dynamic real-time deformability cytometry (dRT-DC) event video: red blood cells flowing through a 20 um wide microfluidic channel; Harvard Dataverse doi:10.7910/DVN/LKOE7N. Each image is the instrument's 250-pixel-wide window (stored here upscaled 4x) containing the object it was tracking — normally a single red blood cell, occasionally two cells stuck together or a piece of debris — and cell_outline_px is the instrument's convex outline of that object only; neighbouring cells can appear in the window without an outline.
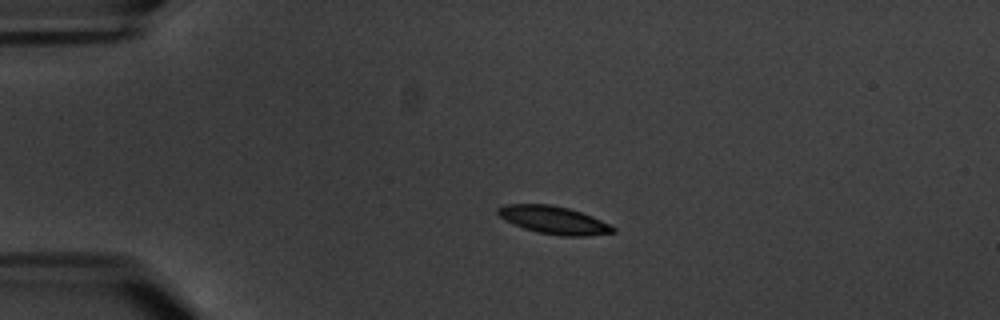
{"species": "common noctule bat (a hibernating species)", "species_latin": "Nyctalus noctula", "temperature_condition": "warm", "stored_images_in_passage": 4, "camera_frame_rate_fps": 3000, "um_per_image_px": 0.085, "animal": {"sex": "male", "body_mass_g": 20.1, "forearm_length_mm": 53.5}, "frame": {"image": 1, "passage_image": 3, "time_ms": 3.0, "image_size_px": [1000, 320], "cell_outline_px": [[616, 232], [588, 236], [560, 236], [536, 232], [512, 224], [504, 220], [496, 212], [496, 208], [504, 204], [552, 204], [568, 208], [592, 216], [616, 228]], "centroid_in_image_um": [47.03, 18.7], "position_along_channel_um": 38.0, "area_um2": 18.79}}